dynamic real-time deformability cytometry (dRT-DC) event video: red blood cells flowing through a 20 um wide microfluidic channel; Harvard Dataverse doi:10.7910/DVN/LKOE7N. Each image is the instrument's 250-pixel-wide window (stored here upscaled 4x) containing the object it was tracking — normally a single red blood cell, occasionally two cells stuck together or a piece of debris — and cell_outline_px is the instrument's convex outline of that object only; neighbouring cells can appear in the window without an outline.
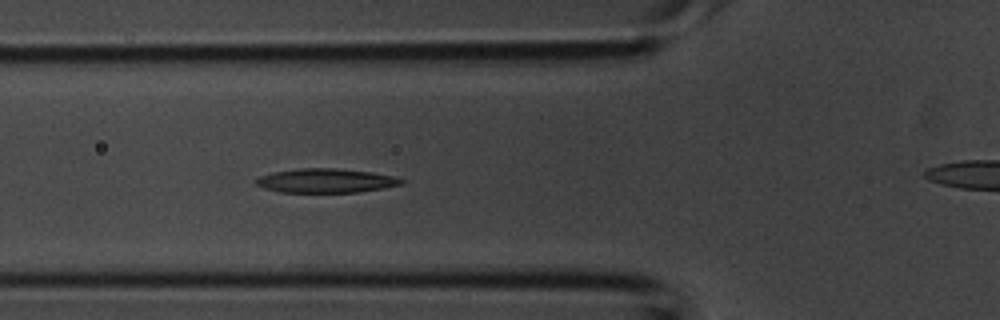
{"species": "common noctule bat (a hibernating species)", "species_latin": "Nyctalus noctula", "temperature_condition": "room temperature", "stored_images_in_passage": 30, "camera_frame_rate_fps": 3000, "um_per_image_px": 0.085, "animal": {"sex": "male", "body_mass_g": 20.1, "forearm_length_mm": 53.5}, "frame": {"image": 1, "passage_image": 7, "time_ms": 2.0, "image_size_px": [1000, 320], "cell_outline_px": [[408, 180], [404, 184], [384, 188], [356, 192], [280, 192], [264, 188], [256, 184], [256, 180], [260, 176], [272, 172], [300, 168], [336, 168], [372, 172], [392, 176]], "centroid_in_image_um": [27.74, 15.35], "position_along_channel_um": 98.1, "area_um2": 20.46}}
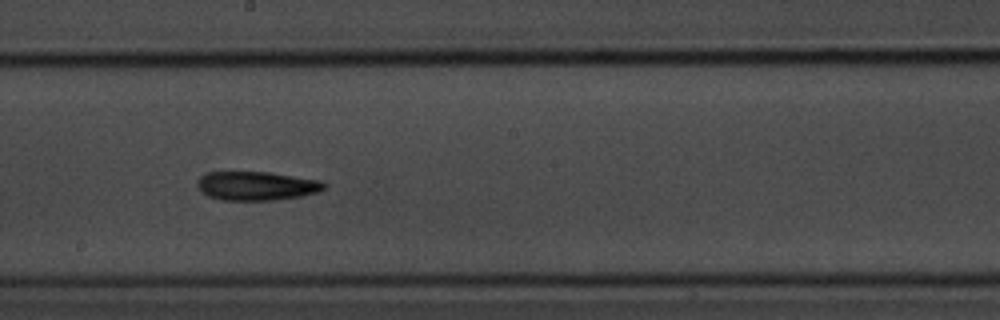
{"frame": {"image": 2, "passage_image": 15, "time_ms": 4.667, "image_size_px": [1000, 320], "cell_outline_px": [[328, 184], [324, 188], [316, 192], [300, 196], [272, 200], [224, 200], [208, 196], [200, 188], [200, 180], [208, 172], [268, 172], [320, 180]], "centroid_in_image_um": [21.87, 15.8], "position_along_channel_um": 226.3, "area_um2": 20.81}}
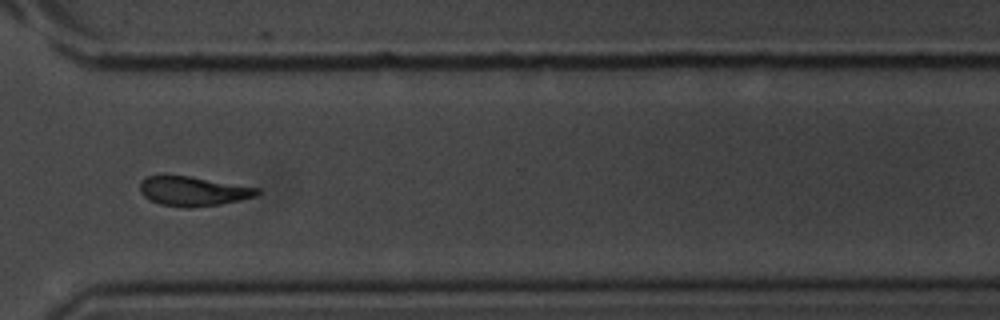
{"frame": {"image": 3, "passage_image": 23, "time_ms": 7.333, "image_size_px": [1000, 320], "cell_outline_px": [[260, 192], [256, 196], [220, 204], [192, 208], [188, 208], [160, 204], [144, 196], [140, 192], [140, 180], [148, 176], [188, 176], [260, 188]], "centroid_in_image_um": [16.41, 16.26], "position_along_channel_um": 354.2, "area_um2": 19.88}}